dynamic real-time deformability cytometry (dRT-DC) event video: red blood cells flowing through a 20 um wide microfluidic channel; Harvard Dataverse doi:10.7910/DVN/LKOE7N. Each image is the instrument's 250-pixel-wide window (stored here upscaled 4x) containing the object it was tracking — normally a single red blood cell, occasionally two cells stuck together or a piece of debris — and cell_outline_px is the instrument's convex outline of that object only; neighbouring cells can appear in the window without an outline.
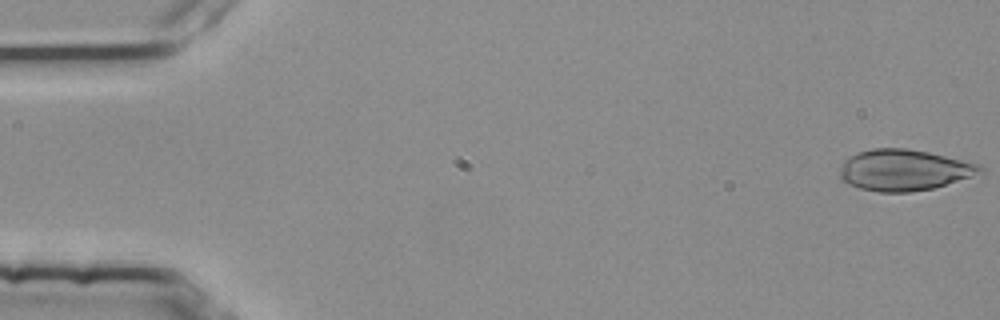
{"species": "common noctule bat (a hibernating species)", "species_latin": "Nyctalus noctula", "temperature_condition": "room temperature", "stored_images_in_passage": 4, "camera_frame_rate_fps": 3000, "um_per_image_px": 0.085, "animal": {"sex": "female", "body_mass_g": 25.1}, "frame": {"image": 1, "passage_image": 1, "time_ms": 0.0, "image_size_px": [1000, 320], "cell_outline_px": [[984, 172], [932, 188], [908, 192], [880, 192], [860, 188], [848, 184], [840, 180], [840, 172], [844, 160], [856, 152], [872, 148], [904, 148], [928, 152], [980, 164], [984, 168]], "centroid_in_image_um": [76.81, 14.45], "position_along_channel_um": 8.2, "area_um2": 33.47}}